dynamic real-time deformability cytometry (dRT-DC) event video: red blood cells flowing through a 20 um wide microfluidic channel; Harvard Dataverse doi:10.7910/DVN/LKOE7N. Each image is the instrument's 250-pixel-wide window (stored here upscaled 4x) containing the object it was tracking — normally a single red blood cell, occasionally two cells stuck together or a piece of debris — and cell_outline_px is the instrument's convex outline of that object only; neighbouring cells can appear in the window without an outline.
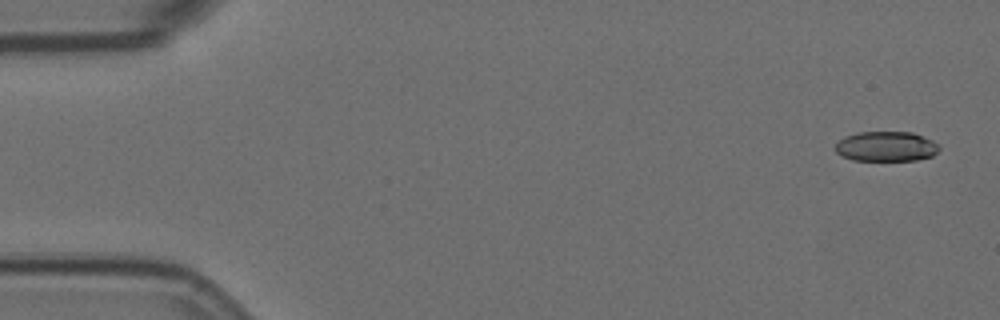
{"species": "Egyptian fruit bat (a non-hibernating species)", "species_latin": "Rousettus aegyptiacus", "temperature_condition": "room temperature", "stored_images_in_passage": 5, "camera_frame_rate_fps": 3000, "um_per_image_px": 0.085, "animal": {"sex": "female"}, "frame": {"image": 1, "passage_image": 1, "time_ms": 0.0, "image_size_px": [1000, 320], "cell_outline_px": [[940, 148], [932, 156], [916, 160], [852, 160], [840, 156], [832, 148], [844, 136], [856, 132], [912, 132], [932, 140], [940, 144]], "centroid_in_image_um": [75.29, 12.44], "position_along_channel_um": 9.7, "area_um2": 18.32}}